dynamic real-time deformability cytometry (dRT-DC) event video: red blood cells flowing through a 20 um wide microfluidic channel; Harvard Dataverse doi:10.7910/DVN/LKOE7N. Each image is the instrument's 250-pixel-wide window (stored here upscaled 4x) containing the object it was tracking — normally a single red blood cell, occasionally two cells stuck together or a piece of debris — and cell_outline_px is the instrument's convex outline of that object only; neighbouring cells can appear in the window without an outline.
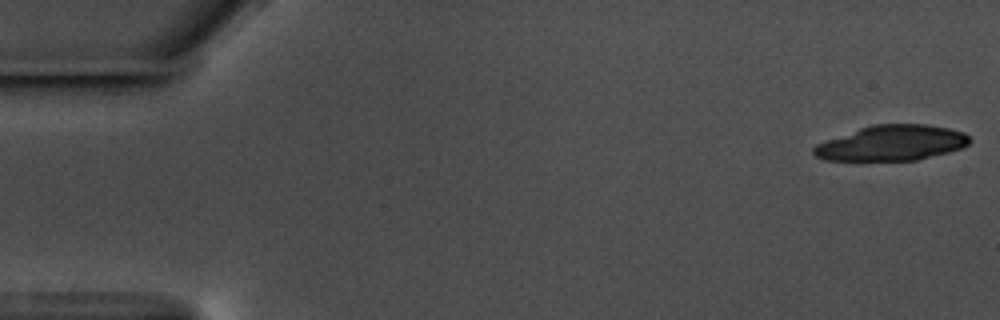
{"species": "common noctule bat (a hibernating species)", "species_latin": "Nyctalus noctula", "temperature_condition": "warm", "stored_images_in_passage": 42, "camera_frame_rate_fps": 3000, "um_per_image_px": 0.085, "animal": {"sex": "male", "body_mass_g": 17.5, "forearm_length_mm": 52.3}, "frame": {"image": 1, "passage_image": 1, "time_ms": 0.0, "image_size_px": [1000, 320], "cell_outline_px": [[972, 140], [964, 148], [916, 160], [824, 160], [816, 156], [812, 152], [812, 148], [816, 144], [860, 128], [872, 124], [928, 124], [948, 128], [964, 132]], "centroid_in_image_um": [75.82, 12.15], "position_along_channel_um": 9.2, "area_um2": 32.02}}